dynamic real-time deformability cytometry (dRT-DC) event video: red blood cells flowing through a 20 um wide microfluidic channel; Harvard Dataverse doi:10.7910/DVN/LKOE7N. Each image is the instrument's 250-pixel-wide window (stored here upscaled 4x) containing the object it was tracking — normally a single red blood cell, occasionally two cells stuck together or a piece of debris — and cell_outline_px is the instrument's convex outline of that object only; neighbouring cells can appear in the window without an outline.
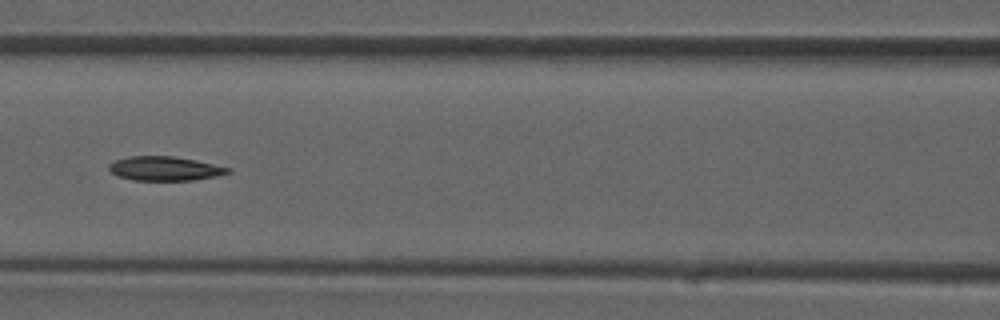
{"species": "common noctule bat (a hibernating species)", "species_latin": "Nyctalus noctula", "temperature_condition": "room temperature", "stored_images_in_passage": 39, "camera_frame_rate_fps": 3000, "um_per_image_px": 0.085, "animal": {"sex": "male", "forearm_length_mm": 52.5}, "frame": {"image": 1, "passage_image": 17, "time_ms": 5.333, "image_size_px": [1000, 320], "cell_outline_px": [[232, 172], [216, 176], [192, 180], [132, 180], [116, 176], [108, 168], [108, 164], [116, 160], [128, 156], [172, 156], [196, 160], [232, 168]], "centroid_in_image_um": [14.01, 14.32], "position_along_channel_um": 152.6, "area_um2": 16.82}}